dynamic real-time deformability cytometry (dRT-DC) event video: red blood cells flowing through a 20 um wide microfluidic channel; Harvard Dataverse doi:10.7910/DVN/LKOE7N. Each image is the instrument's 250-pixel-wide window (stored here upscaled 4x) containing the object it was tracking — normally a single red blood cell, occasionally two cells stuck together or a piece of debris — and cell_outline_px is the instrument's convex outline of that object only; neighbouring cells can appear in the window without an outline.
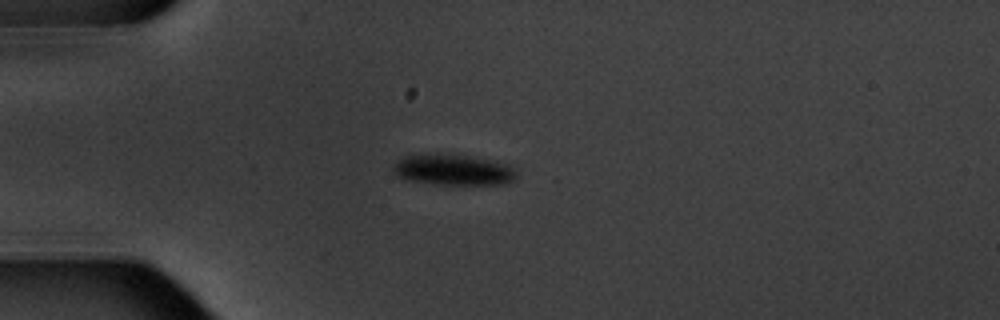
{"species": "common noctule bat (a hibernating species)", "species_latin": "Nyctalus noctula", "temperature_condition": "warm", "stored_images_in_passage": 4, "camera_frame_rate_fps": 3000, "um_per_image_px": 0.085, "animal": {"sex": "male", "body_mass_g": 20.1, "forearm_length_mm": 53.5}, "frame": {"image": 1, "passage_image": 1, "time_ms": 0.0, "image_size_px": [1000, 320], "cell_outline_px": [[516, 176], [512, 180], [504, 184], [436, 184], [408, 180], [396, 176], [392, 168], [392, 164], [408, 156], [464, 156], [488, 160], [504, 164], [512, 168], [516, 172]], "centroid_in_image_um": [38.5, 14.48], "position_along_channel_um": 46.5, "area_um2": 21.04}}
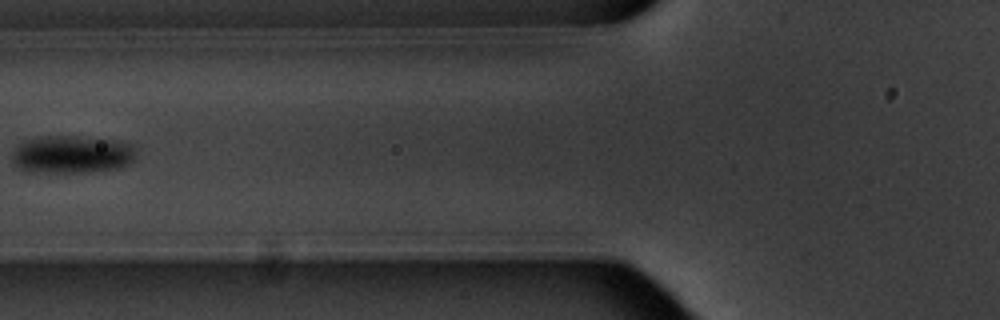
{"frame": {"image": 2, "passage_image": 3, "time_ms": 2.667, "image_size_px": [1000, 320], "cell_outline_px": [[136, 148], [132, 160], [128, 164], [120, 168], [92, 172], [48, 172], [20, 168], [16, 164], [12, 156], [12, 152], [20, 144], [32, 140], [56, 136], [64, 136], [116, 140], [132, 144]], "centroid_in_image_um": [6.21, 13.14], "position_along_channel_um": 119.6, "area_um2": 26.47}}